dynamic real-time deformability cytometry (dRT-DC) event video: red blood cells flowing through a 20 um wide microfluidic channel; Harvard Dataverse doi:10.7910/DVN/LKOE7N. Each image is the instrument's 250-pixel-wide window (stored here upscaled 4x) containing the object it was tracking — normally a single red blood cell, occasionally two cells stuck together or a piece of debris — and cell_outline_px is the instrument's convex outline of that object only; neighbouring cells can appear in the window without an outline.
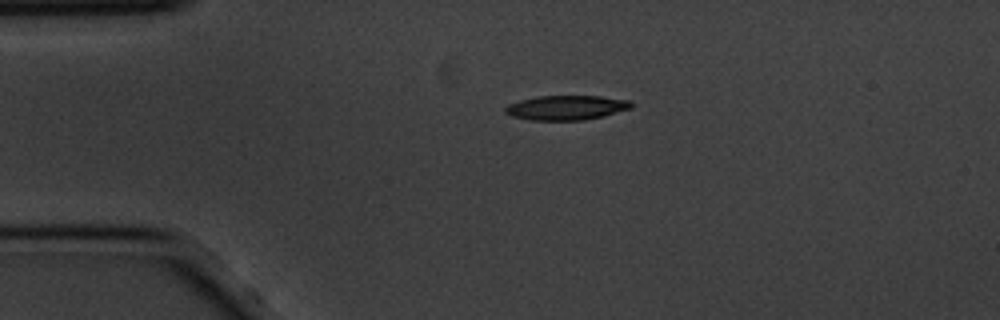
{"species": "common noctule bat (a hibernating species)", "species_latin": "Nyctalus noctula", "temperature_condition": "cold", "stored_images_in_passage": 46, "camera_frame_rate_fps": 3000, "um_per_image_px": 0.085, "animal": {"sex": "male", "body_mass_g": 20.1, "forearm_length_mm": 53.5}, "frame": {"image": 1, "passage_image": 1, "time_ms": 0.0, "image_size_px": [1000, 320], "cell_outline_px": [[632, 108], [604, 116], [584, 120], [528, 120], [512, 116], [504, 112], [504, 108], [508, 104], [520, 100], [536, 96], [600, 96], [628, 100], [632, 104]], "centroid_in_image_um": [48.11, 9.15], "position_along_channel_um": 36.9, "area_um2": 18.09}}
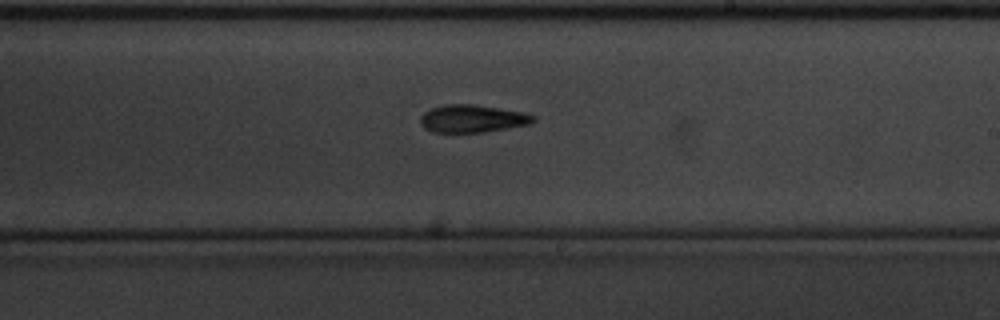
{"frame": {"image": 2, "passage_image": 22, "time_ms": 7.0, "image_size_px": [1000, 320], "cell_outline_px": [[536, 120], [532, 124], [480, 132], [432, 132], [424, 128], [420, 124], [420, 116], [424, 112], [432, 108], [444, 104], [472, 104], [524, 112], [536, 116]], "centroid_in_image_um": [40.15, 10.08], "position_along_channel_um": 248.9, "area_um2": 18.21}}
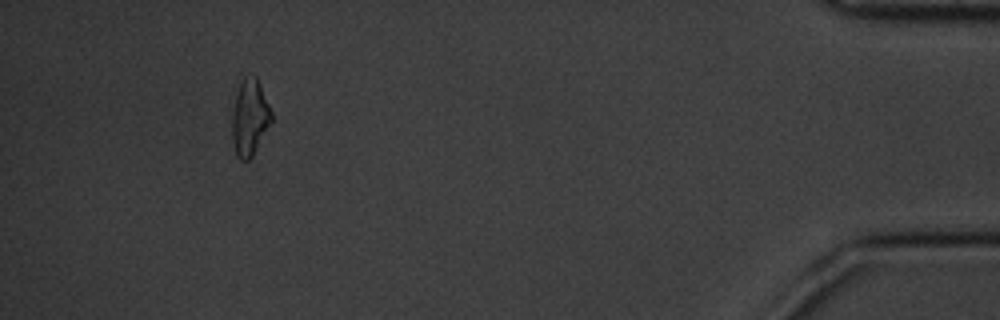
{"frame": {"image": 3, "passage_image": 42, "time_ms": 13.667, "image_size_px": [1000, 320], "cell_outline_px": [[272, 120], [252, 156], [248, 160], [240, 160], [236, 156], [232, 136], [232, 108], [240, 84], [244, 76], [252, 72], [256, 76], [260, 84], [272, 112]], "centroid_in_image_um": [21.22, 9.95], "position_along_channel_um": 414.0, "area_um2": 17.46}, "authors_computed_cell_mechanics": {"area_um2": 18.207, "velocity_mm_per_s": 3.4494, "shape_relaxation_time_tau1_ms": 4.7103, "shape_relaxation_time_tau2_ms": 6.4912, "deformation_change_tau1": 0.1499, "deformation_change_tau2": 0.1691}}